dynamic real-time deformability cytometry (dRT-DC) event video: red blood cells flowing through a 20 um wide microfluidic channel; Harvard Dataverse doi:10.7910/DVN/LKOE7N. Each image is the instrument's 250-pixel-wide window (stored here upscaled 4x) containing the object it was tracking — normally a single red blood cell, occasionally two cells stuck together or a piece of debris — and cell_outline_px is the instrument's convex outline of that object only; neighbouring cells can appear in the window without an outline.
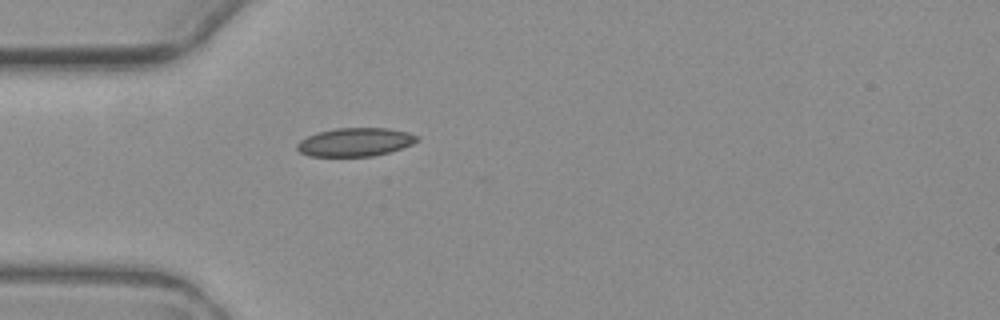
{"species": "common noctule bat (a hibernating species)", "species_latin": "Nyctalus noctula", "temperature_condition": "warm", "stored_images_in_passage": 1, "camera_frame_rate_fps": 3000, "um_per_image_px": 0.085, "animal": {"sex": "female", "body_mass_g": 19.3, "forearm_length_mm": 54.1}, "frame": {"image": 1, "passage_image": 1, "time_ms": 0.0, "image_size_px": [1000, 320], "cell_outline_px": [[420, 140], [412, 144], [388, 152], [372, 156], [308, 156], [300, 152], [296, 148], [296, 144], [300, 140], [316, 132], [336, 128], [388, 128], [408, 132], [416, 136]], "centroid_in_image_um": [30.16, 12.07], "position_along_channel_um": 54.8, "area_um2": 19.83}}